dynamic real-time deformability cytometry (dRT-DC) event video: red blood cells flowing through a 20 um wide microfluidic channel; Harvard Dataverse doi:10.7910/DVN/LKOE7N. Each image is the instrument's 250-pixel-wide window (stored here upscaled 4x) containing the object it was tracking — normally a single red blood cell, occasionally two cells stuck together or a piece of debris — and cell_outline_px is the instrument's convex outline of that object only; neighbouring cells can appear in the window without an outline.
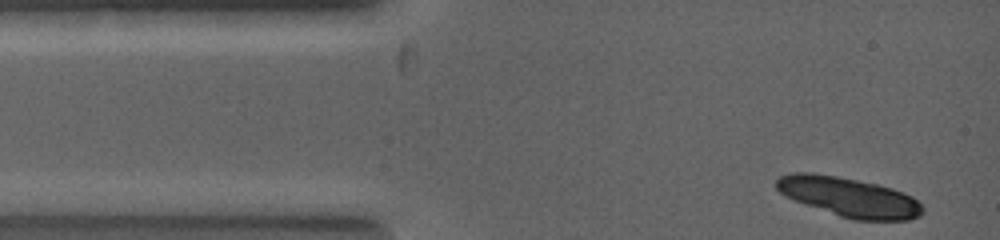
{"species": "common noctule bat (a hibernating species)", "species_latin": "Nyctalus noctula", "temperature_condition": "warm", "stored_images_in_passage": 2, "camera_frame_rate_fps": 5000, "um_per_image_px": 0.085, "animal": {"sex": "female", "body_mass_g": 19.0, "forearm_length_mm": 53.3}, "frame": {"image": 1, "passage_image": 1, "time_ms": 0.0, "image_size_px": [1000, 240], "cell_outline_px": [[924, 212], [920, 216], [908, 220], [852, 220], [792, 200], [780, 192], [776, 188], [776, 180], [780, 176], [792, 172], [812, 172], [836, 176], [876, 184], [892, 188], [904, 192], [912, 196], [924, 208]], "centroid_in_image_um": [72.16, 16.75], "position_along_channel_um": 12.8, "area_um2": 33.64}}